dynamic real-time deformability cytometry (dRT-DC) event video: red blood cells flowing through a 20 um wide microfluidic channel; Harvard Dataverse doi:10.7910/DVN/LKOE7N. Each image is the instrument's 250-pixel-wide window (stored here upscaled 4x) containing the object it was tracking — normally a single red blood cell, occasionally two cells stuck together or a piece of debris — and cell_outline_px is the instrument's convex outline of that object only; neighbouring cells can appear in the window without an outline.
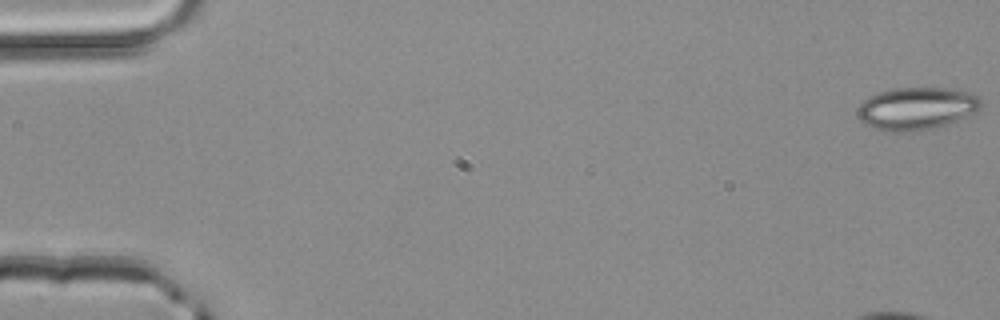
{"species": "common noctule bat (a hibernating species)", "species_latin": "Nyctalus noctula", "temperature_condition": "room temperature", "stored_images_in_passage": 53, "camera_frame_rate_fps": 3000, "um_per_image_px": 0.085, "animal": {"sex": "male", "body_mass_g": 20.4}, "frame": {"image": 1, "passage_image": 1, "time_ms": 0.0, "image_size_px": [1000, 320], "cell_outline_px": [[984, 104], [976, 112], [948, 124], [936, 128], [904, 132], [900, 132], [876, 128], [864, 124], [856, 116], [856, 108], [868, 96], [892, 88], [948, 88], [972, 92], [980, 96]], "centroid_in_image_um": [77.94, 9.21], "position_along_channel_um": 7.1, "area_um2": 30.98}}
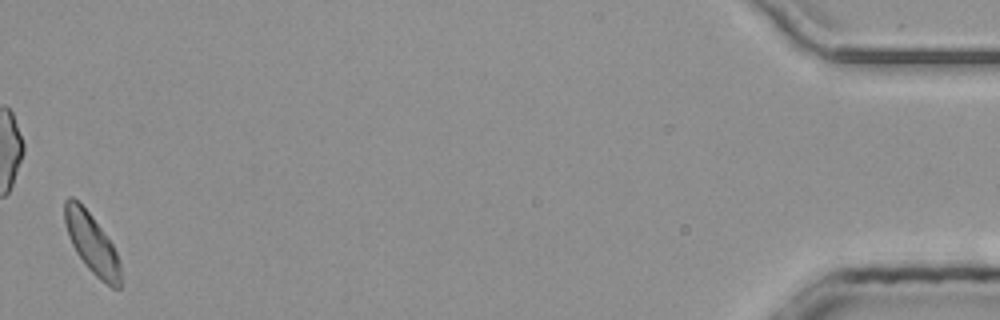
{"frame": {"image": 2, "passage_image": 52, "time_ms": 17.0, "image_size_px": [1000, 320], "cell_outline_px": [[120, 288], [112, 288], [100, 280], [88, 268], [76, 252], [68, 236], [64, 220], [64, 200], [68, 196], [72, 196], [88, 212], [112, 244], [120, 260]], "centroid_in_image_um": [7.79, 20.7], "position_along_channel_um": 427.4, "area_um2": 19.19}, "authors_computed_cell_mechanics": {"area_um2": 20.1722, "velocity_mm_per_s": 4.0672, "shape_relaxation_time_tau1_ms": 4.1722, "shape_relaxation_time_tau2_ms": null, "deformation_change_tau1": 0.0975, "deformation_change_tau2": null}}